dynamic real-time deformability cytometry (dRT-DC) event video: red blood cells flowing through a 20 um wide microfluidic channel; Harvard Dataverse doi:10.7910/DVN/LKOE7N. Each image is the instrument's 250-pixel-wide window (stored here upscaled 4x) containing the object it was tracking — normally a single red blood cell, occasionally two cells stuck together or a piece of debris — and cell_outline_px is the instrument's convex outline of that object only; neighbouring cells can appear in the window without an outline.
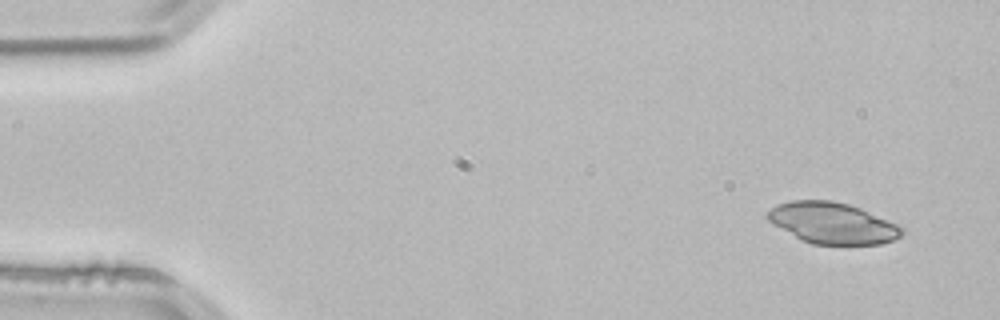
{"species": "common noctule bat (a hibernating species)", "species_latin": "Nyctalus noctula", "temperature_condition": "room temperature", "stored_images_in_passage": 50, "camera_frame_rate_fps": 3000, "um_per_image_px": 0.085, "animal": {"sex": "male", "body_mass_g": 21.5, "forearm_length_mm": 52.0}, "frame": {"image": 1, "passage_image": 1, "time_ms": 0.0, "image_size_px": [1000, 320], "cell_outline_px": [[904, 232], [900, 236], [892, 240], [880, 244], [812, 244], [800, 240], [772, 224], [764, 216], [776, 204], [792, 200], [832, 200], [848, 204], [860, 208], [896, 224], [904, 228]], "centroid_in_image_um": [70.71, 18.96], "position_along_channel_um": 14.3, "area_um2": 32.19}}